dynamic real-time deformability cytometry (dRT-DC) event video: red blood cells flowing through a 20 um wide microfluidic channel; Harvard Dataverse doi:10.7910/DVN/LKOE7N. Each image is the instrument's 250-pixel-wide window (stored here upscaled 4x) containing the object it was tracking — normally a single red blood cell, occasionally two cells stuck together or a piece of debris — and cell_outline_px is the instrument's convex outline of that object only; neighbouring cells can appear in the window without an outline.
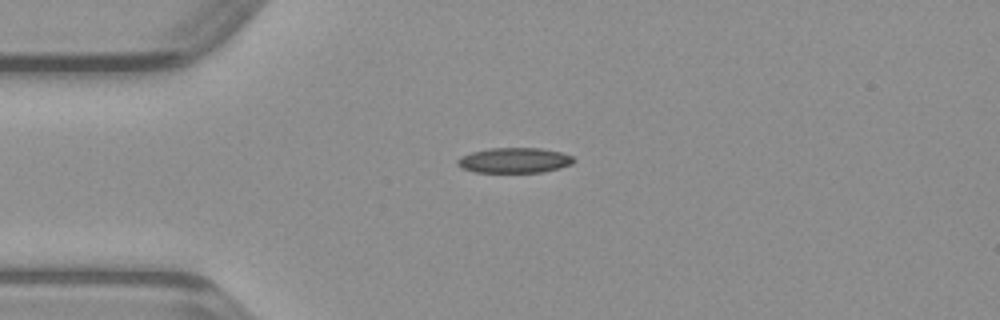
{"species": "common noctule bat (a hibernating species)", "species_latin": "Nyctalus noctula", "temperature_condition": "warm", "stored_images_in_passage": 37, "camera_frame_rate_fps": 3000, "um_per_image_px": 0.085, "animal": {"sex": "male", "body_mass_g": 23.1, "forearm_length_mm": 52.7}, "frame": {"image": 1, "passage_image": 1, "time_ms": 0.0, "image_size_px": [1000, 320], "cell_outline_px": [[576, 160], [572, 164], [560, 168], [540, 172], [476, 172], [460, 168], [456, 164], [456, 160], [460, 156], [472, 152], [488, 148], [540, 148], [560, 152], [572, 156]], "centroid_in_image_um": [43.69, 13.63], "position_along_channel_um": 41.3, "area_um2": 17.17}}
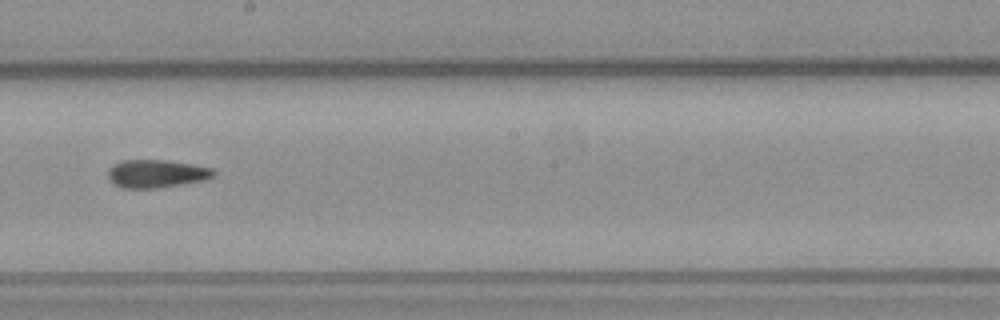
{"frame": {"image": 2, "passage_image": 16, "time_ms": 5.0, "image_size_px": [1000, 320], "cell_outline_px": [[216, 172], [212, 176], [204, 180], [156, 188], [124, 188], [116, 184], [108, 176], [108, 168], [112, 164], [120, 160], [168, 160], [192, 164], [212, 168]], "centroid_in_image_um": [13.28, 14.74], "position_along_channel_um": 234.9, "area_um2": 17.11}}
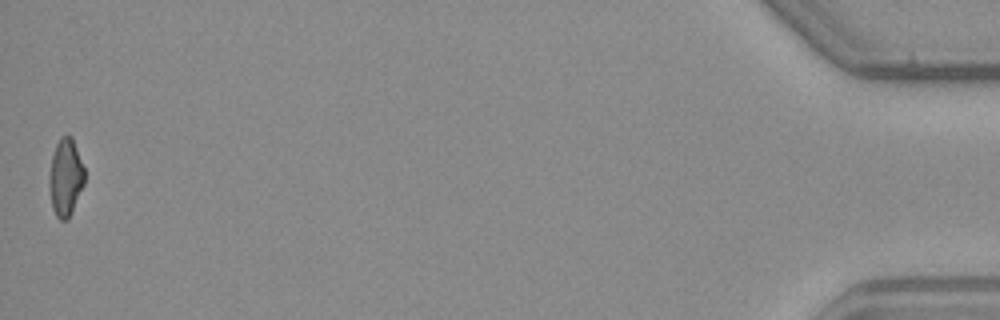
{"frame": {"image": 3, "passage_image": 37, "time_ms": 12.0, "image_size_px": [1000, 320], "cell_outline_px": [[84, 184], [72, 212], [68, 220], [60, 220], [56, 216], [52, 208], [48, 180], [48, 176], [52, 156], [56, 144], [60, 136], [72, 136], [84, 168]], "centroid_in_image_um": [5.56, 15.09], "position_along_channel_um": 429.6, "area_um2": 16.01}}